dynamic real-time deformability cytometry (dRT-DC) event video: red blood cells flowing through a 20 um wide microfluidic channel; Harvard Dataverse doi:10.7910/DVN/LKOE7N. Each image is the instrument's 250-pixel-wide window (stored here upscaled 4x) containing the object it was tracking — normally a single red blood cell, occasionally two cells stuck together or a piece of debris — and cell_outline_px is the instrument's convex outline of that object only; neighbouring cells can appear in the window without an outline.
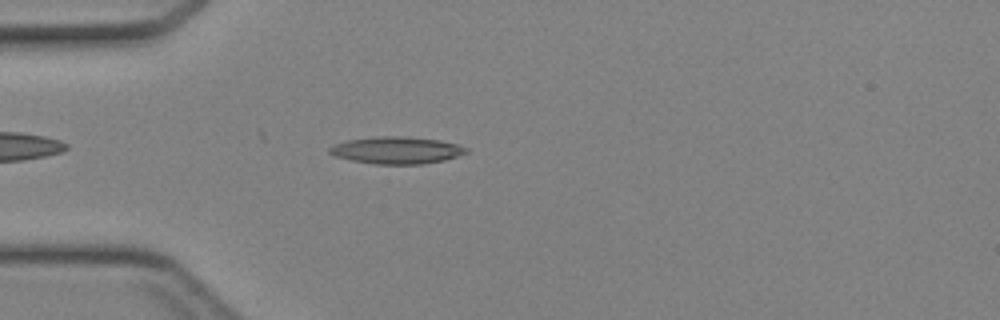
{"species": "Egyptian fruit bat (a non-hibernating species)", "species_latin": "Rousettus aegyptiacus", "temperature_condition": "cold", "stored_images_in_passage": 37, "camera_frame_rate_fps": 3000, "um_per_image_px": 0.085, "animal": {"sex": "female"}, "frame": {"image": 1, "passage_image": 5, "time_ms": 1.333, "image_size_px": [1000, 320], "cell_outline_px": [[468, 152], [444, 160], [424, 164], [376, 164], [352, 160], [336, 156], [328, 152], [328, 148], [332, 144], [348, 140], [376, 136], [396, 136], [440, 140], [456, 144], [468, 148]], "centroid_in_image_um": [33.69, 12.77], "position_along_channel_um": 51.3, "area_um2": 21.44}}
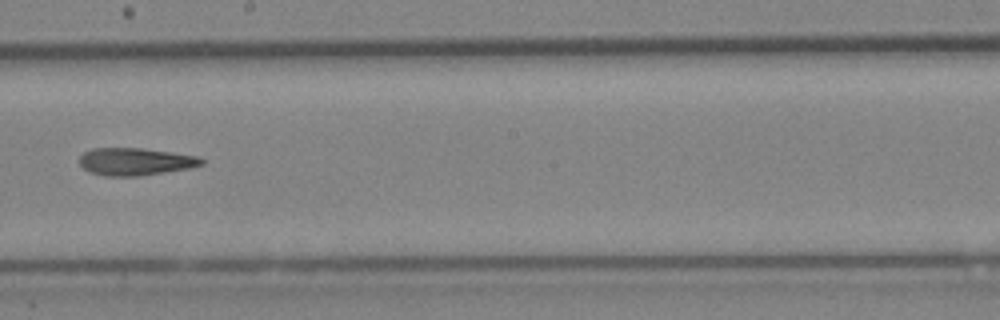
{"frame": {"image": 2, "passage_image": 18, "time_ms": 5.667, "image_size_px": [1000, 320], "cell_outline_px": [[204, 164], [192, 168], [140, 176], [104, 176], [88, 172], [80, 164], [80, 156], [84, 152], [92, 148], [140, 148], [172, 152], [200, 156], [204, 160]], "centroid_in_image_um": [11.54, 13.74], "position_along_channel_um": 236.7, "area_um2": 19.77}}
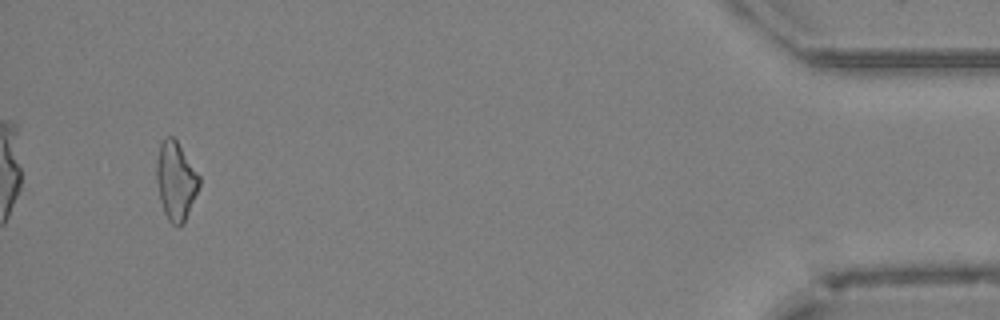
{"frame": {"image": 3, "passage_image": 35, "time_ms": 11.333, "image_size_px": [1000, 320], "cell_outline_px": [[200, 184], [184, 224], [172, 224], [168, 220], [164, 212], [160, 200], [156, 180], [156, 160], [160, 144], [164, 136], [172, 136], [176, 140], [200, 176]], "centroid_in_image_um": [14.93, 15.36], "position_along_channel_um": 420.3, "area_um2": 19.42}}